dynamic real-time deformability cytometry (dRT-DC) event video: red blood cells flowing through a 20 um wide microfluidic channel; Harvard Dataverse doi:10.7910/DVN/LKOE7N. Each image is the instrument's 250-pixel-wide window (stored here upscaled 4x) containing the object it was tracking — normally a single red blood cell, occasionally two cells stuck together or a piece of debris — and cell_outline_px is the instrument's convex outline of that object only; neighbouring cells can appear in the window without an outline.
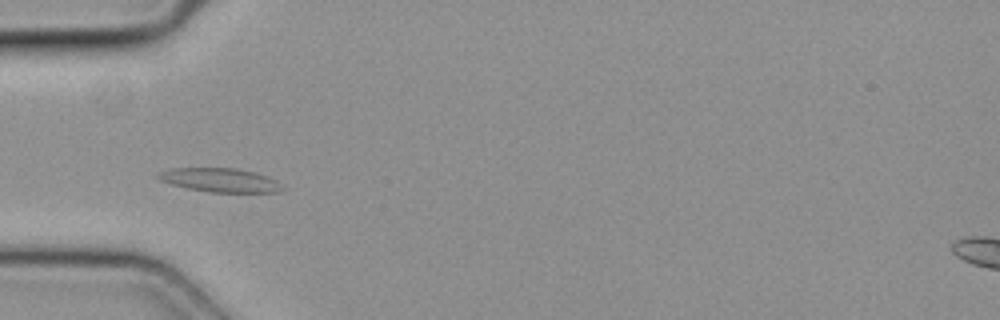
{"species": "common noctule bat (a hibernating species)", "species_latin": "Nyctalus noctula", "temperature_condition": "cold", "stored_images_in_passage": 28, "camera_frame_rate_fps": 3000, "um_per_image_px": 0.085, "animal": {"sex": "female", "body_mass_g": 19.3, "forearm_length_mm": 54.1}, "frame": {"image": 1, "passage_image": 5, "time_ms": 1.333, "image_size_px": [1000, 320], "cell_outline_px": [[284, 188], [280, 192], [208, 192], [188, 188], [172, 184], [160, 180], [156, 176], [160, 172], [172, 168], [236, 168], [256, 172], [268, 176], [276, 180]], "centroid_in_image_um": [18.74, 15.3], "position_along_channel_um": 66.3, "area_um2": 17.22}}
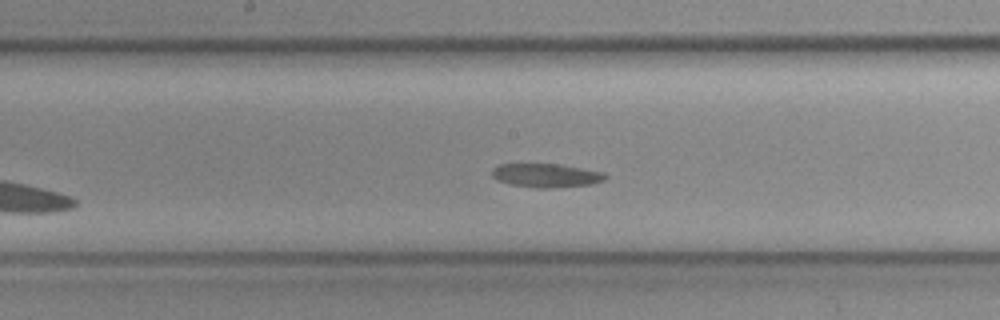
{"frame": {"image": 2, "passage_image": 15, "time_ms": 4.667, "image_size_px": [1000, 320], "cell_outline_px": [[608, 176], [604, 180], [588, 184], [548, 188], [536, 188], [512, 184], [500, 180], [492, 176], [492, 168], [500, 164], [560, 164], [604, 172]], "centroid_in_image_um": [46.43, 14.9], "position_along_channel_um": 201.8, "area_um2": 15.43}}
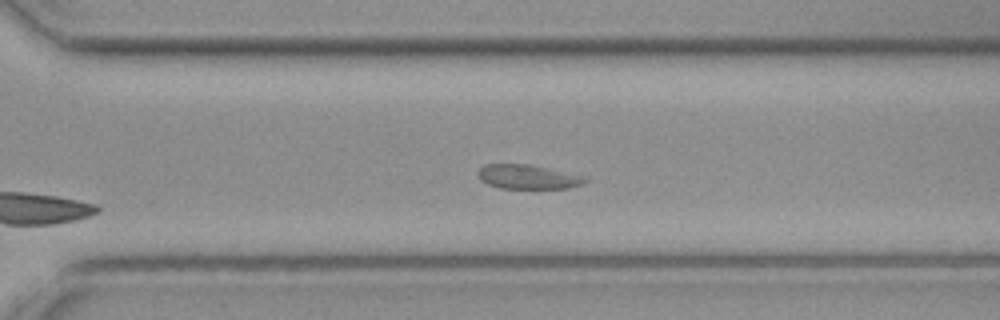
{"frame": {"image": 3, "passage_image": 24, "time_ms": 7.667, "image_size_px": [1000, 320], "cell_outline_px": [[588, 180], [584, 184], [568, 188], [500, 188], [488, 184], [480, 180], [476, 172], [484, 164], [532, 164], [584, 176]], "centroid_in_image_um": [44.86, 15.02], "position_along_channel_um": 325.7, "area_um2": 15.26}}